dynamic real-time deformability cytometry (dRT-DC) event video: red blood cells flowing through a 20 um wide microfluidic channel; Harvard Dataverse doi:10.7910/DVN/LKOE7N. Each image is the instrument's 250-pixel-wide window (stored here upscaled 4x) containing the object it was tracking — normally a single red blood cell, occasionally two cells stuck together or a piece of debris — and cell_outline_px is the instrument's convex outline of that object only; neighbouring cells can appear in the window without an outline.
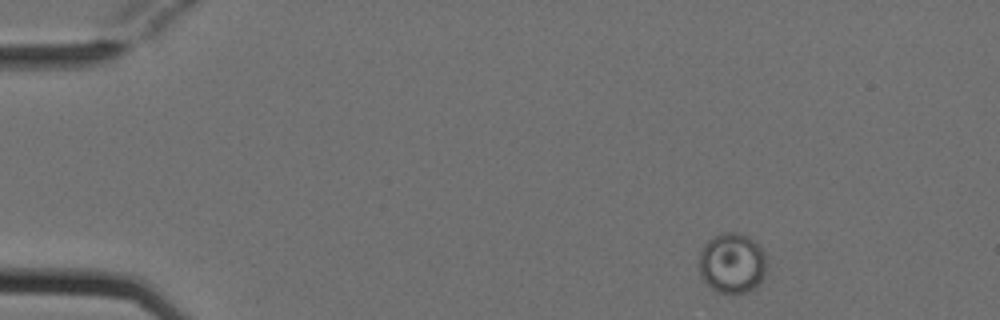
{"species": "Egyptian fruit bat (a non-hibernating species)", "species_latin": "Rousettus aegyptiacus", "temperature_condition": "cold", "stored_images_in_passage": 5, "camera_frame_rate_fps": 3000, "um_per_image_px": 0.085, "animal": {"sex": "female"}, "frame": {"image": 1, "passage_image": 1, "time_ms": 0.0, "image_size_px": [1000, 320], "cell_outline_px": [[764, 272], [756, 288], [736, 296], [732, 296], [720, 292], [712, 288], [704, 280], [700, 272], [700, 252], [704, 244], [708, 240], [724, 232], [740, 232], [756, 240], [760, 244], [764, 252]], "centroid_in_image_um": [62.24, 22.37], "position_along_channel_um": 22.8, "area_um2": 23.87}}
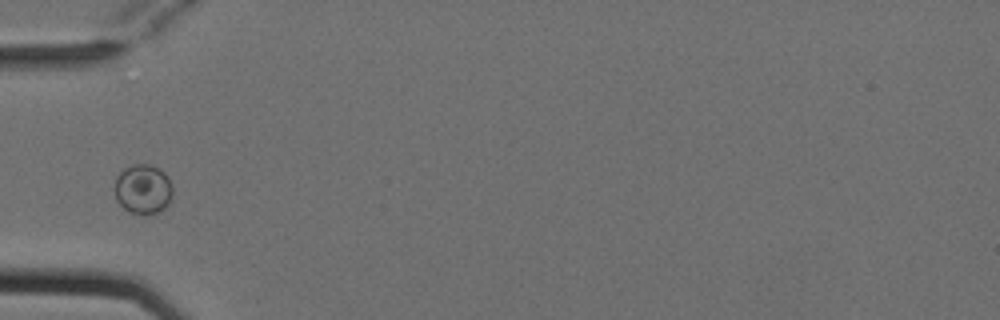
{"frame": {"image": 2, "passage_image": 4, "time_ms": 1.0, "image_size_px": [1000, 320], "cell_outline_px": [[172, 196], [168, 204], [160, 212], [148, 216], [144, 216], [128, 212], [116, 200], [116, 176], [124, 168], [132, 164], [148, 164], [164, 172], [172, 188]], "centroid_in_image_um": [12.15, 16.12], "position_along_channel_um": 72.8, "area_um2": 16.88}}
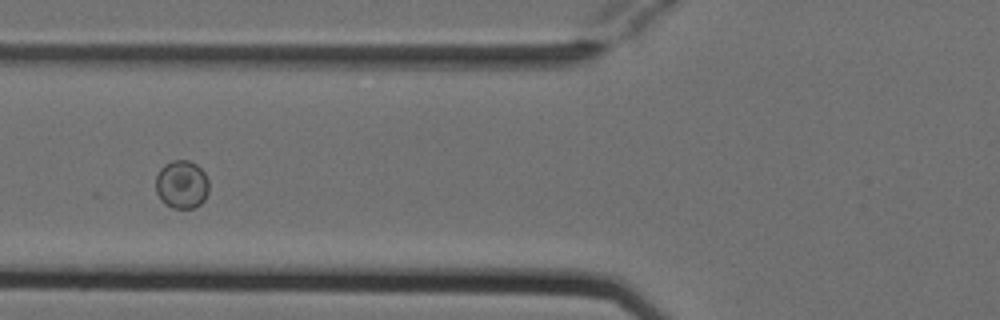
{"frame": {"image": 3, "passage_image": 5, "time_ms": 1.333, "image_size_px": [1000, 320], "cell_outline_px": [[208, 192], [204, 200], [200, 204], [192, 208], [172, 208], [164, 204], [160, 200], [156, 192], [156, 176], [160, 168], [164, 164], [172, 160], [188, 160], [196, 164], [204, 172], [208, 180]], "centroid_in_image_um": [15.43, 15.68], "position_along_channel_um": 110.4, "area_um2": 15.09}}